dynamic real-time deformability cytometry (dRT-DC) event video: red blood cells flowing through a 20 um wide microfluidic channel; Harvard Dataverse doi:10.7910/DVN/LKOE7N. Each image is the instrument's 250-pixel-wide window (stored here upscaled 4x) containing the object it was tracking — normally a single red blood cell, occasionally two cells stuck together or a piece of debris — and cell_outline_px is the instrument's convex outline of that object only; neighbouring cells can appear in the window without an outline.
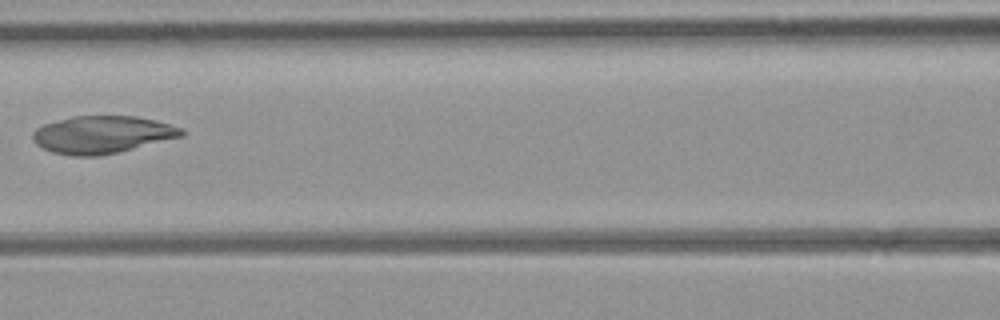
{"species": "common noctule bat (a hibernating species)", "species_latin": "Nyctalus noctula", "temperature_condition": "room temperature", "stored_images_in_passage": 5, "camera_frame_rate_fps": 3000, "um_per_image_px": 0.085, "animal": {"sex": "female", "body_mass_g": 21.9}, "frame": {"image": 1, "passage_image": 5, "time_ms": 4.667, "image_size_px": [1000, 320], "cell_outline_px": [[184, 136], [120, 152], [100, 156], [72, 156], [52, 152], [36, 144], [32, 140], [32, 132], [36, 128], [44, 124], [76, 116], [136, 116], [156, 120], [184, 128]], "centroid_in_image_um": [8.72, 11.45], "position_along_channel_um": 157.9, "area_um2": 32.66}}